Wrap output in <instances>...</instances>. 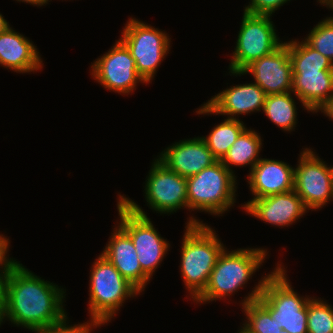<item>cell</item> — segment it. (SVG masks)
Instances as JSON below:
<instances>
[{
    "label": "cell",
    "instance_id": "1",
    "mask_svg": "<svg viewBox=\"0 0 333 333\" xmlns=\"http://www.w3.org/2000/svg\"><path fill=\"white\" fill-rule=\"evenodd\" d=\"M65 292L19 262L4 277L5 320L28 330L57 324L67 317Z\"/></svg>",
    "mask_w": 333,
    "mask_h": 333
},
{
    "label": "cell",
    "instance_id": "2",
    "mask_svg": "<svg viewBox=\"0 0 333 333\" xmlns=\"http://www.w3.org/2000/svg\"><path fill=\"white\" fill-rule=\"evenodd\" d=\"M190 216L182 238L180 272L195 301L205 290L217 258L225 248L216 231Z\"/></svg>",
    "mask_w": 333,
    "mask_h": 333
},
{
    "label": "cell",
    "instance_id": "3",
    "mask_svg": "<svg viewBox=\"0 0 333 333\" xmlns=\"http://www.w3.org/2000/svg\"><path fill=\"white\" fill-rule=\"evenodd\" d=\"M89 319L94 328L114 319L123 303L140 295V291L126 280L103 256L95 259L90 271Z\"/></svg>",
    "mask_w": 333,
    "mask_h": 333
},
{
    "label": "cell",
    "instance_id": "4",
    "mask_svg": "<svg viewBox=\"0 0 333 333\" xmlns=\"http://www.w3.org/2000/svg\"><path fill=\"white\" fill-rule=\"evenodd\" d=\"M226 249L224 248L217 258L208 284L195 303H210L234 295L252 279L268 254L264 248H240L232 251Z\"/></svg>",
    "mask_w": 333,
    "mask_h": 333
},
{
    "label": "cell",
    "instance_id": "5",
    "mask_svg": "<svg viewBox=\"0 0 333 333\" xmlns=\"http://www.w3.org/2000/svg\"><path fill=\"white\" fill-rule=\"evenodd\" d=\"M119 225L131 238L142 270L152 278L163 261L170 244L155 229L146 212L135 201L118 195Z\"/></svg>",
    "mask_w": 333,
    "mask_h": 333
},
{
    "label": "cell",
    "instance_id": "6",
    "mask_svg": "<svg viewBox=\"0 0 333 333\" xmlns=\"http://www.w3.org/2000/svg\"><path fill=\"white\" fill-rule=\"evenodd\" d=\"M285 268L278 263L265 280L256 299L289 333H307V303L312 298L299 296L287 279Z\"/></svg>",
    "mask_w": 333,
    "mask_h": 333
},
{
    "label": "cell",
    "instance_id": "7",
    "mask_svg": "<svg viewBox=\"0 0 333 333\" xmlns=\"http://www.w3.org/2000/svg\"><path fill=\"white\" fill-rule=\"evenodd\" d=\"M186 180L188 209L191 211L200 210L220 216L236 203L235 173L230 172L221 161Z\"/></svg>",
    "mask_w": 333,
    "mask_h": 333
},
{
    "label": "cell",
    "instance_id": "8",
    "mask_svg": "<svg viewBox=\"0 0 333 333\" xmlns=\"http://www.w3.org/2000/svg\"><path fill=\"white\" fill-rule=\"evenodd\" d=\"M119 38L135 60L139 76L149 84L161 61L169 53L170 41L166 32L154 28L136 18H129Z\"/></svg>",
    "mask_w": 333,
    "mask_h": 333
},
{
    "label": "cell",
    "instance_id": "9",
    "mask_svg": "<svg viewBox=\"0 0 333 333\" xmlns=\"http://www.w3.org/2000/svg\"><path fill=\"white\" fill-rule=\"evenodd\" d=\"M270 17L243 12L228 70L242 72L253 61L270 54L283 43Z\"/></svg>",
    "mask_w": 333,
    "mask_h": 333
},
{
    "label": "cell",
    "instance_id": "10",
    "mask_svg": "<svg viewBox=\"0 0 333 333\" xmlns=\"http://www.w3.org/2000/svg\"><path fill=\"white\" fill-rule=\"evenodd\" d=\"M315 153L304 148L294 169V191L308 211L321 209L329 201H333L331 167Z\"/></svg>",
    "mask_w": 333,
    "mask_h": 333
},
{
    "label": "cell",
    "instance_id": "11",
    "mask_svg": "<svg viewBox=\"0 0 333 333\" xmlns=\"http://www.w3.org/2000/svg\"><path fill=\"white\" fill-rule=\"evenodd\" d=\"M92 78L105 89L119 94H130L137 84L145 83L139 76L135 60L129 49L119 39L111 50L96 59L91 65Z\"/></svg>",
    "mask_w": 333,
    "mask_h": 333
},
{
    "label": "cell",
    "instance_id": "12",
    "mask_svg": "<svg viewBox=\"0 0 333 333\" xmlns=\"http://www.w3.org/2000/svg\"><path fill=\"white\" fill-rule=\"evenodd\" d=\"M153 161L144 187L147 206L160 214L188 209L186 178L168 169L157 158Z\"/></svg>",
    "mask_w": 333,
    "mask_h": 333
},
{
    "label": "cell",
    "instance_id": "13",
    "mask_svg": "<svg viewBox=\"0 0 333 333\" xmlns=\"http://www.w3.org/2000/svg\"><path fill=\"white\" fill-rule=\"evenodd\" d=\"M229 73L236 77L250 73L254 83L267 95L292 92V62L286 42L270 54L253 61L242 72L230 70Z\"/></svg>",
    "mask_w": 333,
    "mask_h": 333
},
{
    "label": "cell",
    "instance_id": "14",
    "mask_svg": "<svg viewBox=\"0 0 333 333\" xmlns=\"http://www.w3.org/2000/svg\"><path fill=\"white\" fill-rule=\"evenodd\" d=\"M267 94L254 82L237 84L220 91L196 110L197 114L227 115L226 118L239 119L238 115L263 110Z\"/></svg>",
    "mask_w": 333,
    "mask_h": 333
},
{
    "label": "cell",
    "instance_id": "15",
    "mask_svg": "<svg viewBox=\"0 0 333 333\" xmlns=\"http://www.w3.org/2000/svg\"><path fill=\"white\" fill-rule=\"evenodd\" d=\"M241 207L249 215L281 228L293 225L308 212L302 199L294 190L253 199Z\"/></svg>",
    "mask_w": 333,
    "mask_h": 333
},
{
    "label": "cell",
    "instance_id": "16",
    "mask_svg": "<svg viewBox=\"0 0 333 333\" xmlns=\"http://www.w3.org/2000/svg\"><path fill=\"white\" fill-rule=\"evenodd\" d=\"M157 159L184 178L196 175L218 161L202 137L175 142L163 150Z\"/></svg>",
    "mask_w": 333,
    "mask_h": 333
},
{
    "label": "cell",
    "instance_id": "17",
    "mask_svg": "<svg viewBox=\"0 0 333 333\" xmlns=\"http://www.w3.org/2000/svg\"><path fill=\"white\" fill-rule=\"evenodd\" d=\"M109 238L101 255L142 293L151 278L142 270L130 236L119 225H115Z\"/></svg>",
    "mask_w": 333,
    "mask_h": 333
},
{
    "label": "cell",
    "instance_id": "18",
    "mask_svg": "<svg viewBox=\"0 0 333 333\" xmlns=\"http://www.w3.org/2000/svg\"><path fill=\"white\" fill-rule=\"evenodd\" d=\"M294 169L286 162L261 158L247 175L253 199L294 190Z\"/></svg>",
    "mask_w": 333,
    "mask_h": 333
},
{
    "label": "cell",
    "instance_id": "19",
    "mask_svg": "<svg viewBox=\"0 0 333 333\" xmlns=\"http://www.w3.org/2000/svg\"><path fill=\"white\" fill-rule=\"evenodd\" d=\"M0 65L16 73H31L44 64L32 41L9 27L0 33Z\"/></svg>",
    "mask_w": 333,
    "mask_h": 333
},
{
    "label": "cell",
    "instance_id": "20",
    "mask_svg": "<svg viewBox=\"0 0 333 333\" xmlns=\"http://www.w3.org/2000/svg\"><path fill=\"white\" fill-rule=\"evenodd\" d=\"M292 93L305 110L317 113L333 95V70L293 71Z\"/></svg>",
    "mask_w": 333,
    "mask_h": 333
},
{
    "label": "cell",
    "instance_id": "21",
    "mask_svg": "<svg viewBox=\"0 0 333 333\" xmlns=\"http://www.w3.org/2000/svg\"><path fill=\"white\" fill-rule=\"evenodd\" d=\"M271 273L263 276L251 293L242 300V310L246 315L245 322L241 329L246 333H280L282 329L278 326L277 321L271 317V314L256 300L263 289L265 280Z\"/></svg>",
    "mask_w": 333,
    "mask_h": 333
},
{
    "label": "cell",
    "instance_id": "22",
    "mask_svg": "<svg viewBox=\"0 0 333 333\" xmlns=\"http://www.w3.org/2000/svg\"><path fill=\"white\" fill-rule=\"evenodd\" d=\"M262 139L258 132L251 129H245L233 145L229 148L227 154L221 160L222 164L232 173L233 166H246L249 165V170L261 159L259 158L260 151L262 150Z\"/></svg>",
    "mask_w": 333,
    "mask_h": 333
},
{
    "label": "cell",
    "instance_id": "23",
    "mask_svg": "<svg viewBox=\"0 0 333 333\" xmlns=\"http://www.w3.org/2000/svg\"><path fill=\"white\" fill-rule=\"evenodd\" d=\"M291 93L267 95L262 110L271 122L287 132H292L297 124V103Z\"/></svg>",
    "mask_w": 333,
    "mask_h": 333
},
{
    "label": "cell",
    "instance_id": "24",
    "mask_svg": "<svg viewBox=\"0 0 333 333\" xmlns=\"http://www.w3.org/2000/svg\"><path fill=\"white\" fill-rule=\"evenodd\" d=\"M239 119L226 118L213 127L209 135L202 136L213 156L221 161L239 135L247 128Z\"/></svg>",
    "mask_w": 333,
    "mask_h": 333
},
{
    "label": "cell",
    "instance_id": "25",
    "mask_svg": "<svg viewBox=\"0 0 333 333\" xmlns=\"http://www.w3.org/2000/svg\"><path fill=\"white\" fill-rule=\"evenodd\" d=\"M286 45L289 48L292 71L333 70V62L304 40H290Z\"/></svg>",
    "mask_w": 333,
    "mask_h": 333
},
{
    "label": "cell",
    "instance_id": "26",
    "mask_svg": "<svg viewBox=\"0 0 333 333\" xmlns=\"http://www.w3.org/2000/svg\"><path fill=\"white\" fill-rule=\"evenodd\" d=\"M307 333H333V307L321 298L307 303Z\"/></svg>",
    "mask_w": 333,
    "mask_h": 333
},
{
    "label": "cell",
    "instance_id": "27",
    "mask_svg": "<svg viewBox=\"0 0 333 333\" xmlns=\"http://www.w3.org/2000/svg\"><path fill=\"white\" fill-rule=\"evenodd\" d=\"M304 41L313 49L333 62V18L326 17L318 22Z\"/></svg>",
    "mask_w": 333,
    "mask_h": 333
},
{
    "label": "cell",
    "instance_id": "28",
    "mask_svg": "<svg viewBox=\"0 0 333 333\" xmlns=\"http://www.w3.org/2000/svg\"><path fill=\"white\" fill-rule=\"evenodd\" d=\"M68 324V317H66L63 321L57 324L32 328L29 330L34 333H91V331L94 329L89 321L82 324H75L74 326Z\"/></svg>",
    "mask_w": 333,
    "mask_h": 333
},
{
    "label": "cell",
    "instance_id": "29",
    "mask_svg": "<svg viewBox=\"0 0 333 333\" xmlns=\"http://www.w3.org/2000/svg\"><path fill=\"white\" fill-rule=\"evenodd\" d=\"M290 0H250L249 5L244 8V12L255 15L272 16L279 7Z\"/></svg>",
    "mask_w": 333,
    "mask_h": 333
},
{
    "label": "cell",
    "instance_id": "30",
    "mask_svg": "<svg viewBox=\"0 0 333 333\" xmlns=\"http://www.w3.org/2000/svg\"><path fill=\"white\" fill-rule=\"evenodd\" d=\"M9 246V238L0 234V268L5 274L19 263V261L13 260L12 258H9V255H7Z\"/></svg>",
    "mask_w": 333,
    "mask_h": 333
},
{
    "label": "cell",
    "instance_id": "31",
    "mask_svg": "<svg viewBox=\"0 0 333 333\" xmlns=\"http://www.w3.org/2000/svg\"><path fill=\"white\" fill-rule=\"evenodd\" d=\"M324 113L326 117L333 121V95L332 97L319 109L318 112Z\"/></svg>",
    "mask_w": 333,
    "mask_h": 333
},
{
    "label": "cell",
    "instance_id": "32",
    "mask_svg": "<svg viewBox=\"0 0 333 333\" xmlns=\"http://www.w3.org/2000/svg\"><path fill=\"white\" fill-rule=\"evenodd\" d=\"M16 1L26 2L34 6H44V4L45 5L48 4V0H16Z\"/></svg>",
    "mask_w": 333,
    "mask_h": 333
},
{
    "label": "cell",
    "instance_id": "33",
    "mask_svg": "<svg viewBox=\"0 0 333 333\" xmlns=\"http://www.w3.org/2000/svg\"><path fill=\"white\" fill-rule=\"evenodd\" d=\"M10 27L9 22L4 19V16L0 13V33L6 31Z\"/></svg>",
    "mask_w": 333,
    "mask_h": 333
},
{
    "label": "cell",
    "instance_id": "34",
    "mask_svg": "<svg viewBox=\"0 0 333 333\" xmlns=\"http://www.w3.org/2000/svg\"><path fill=\"white\" fill-rule=\"evenodd\" d=\"M5 322L4 300L0 298V326Z\"/></svg>",
    "mask_w": 333,
    "mask_h": 333
},
{
    "label": "cell",
    "instance_id": "35",
    "mask_svg": "<svg viewBox=\"0 0 333 333\" xmlns=\"http://www.w3.org/2000/svg\"><path fill=\"white\" fill-rule=\"evenodd\" d=\"M5 273L0 269V298H3Z\"/></svg>",
    "mask_w": 333,
    "mask_h": 333
},
{
    "label": "cell",
    "instance_id": "36",
    "mask_svg": "<svg viewBox=\"0 0 333 333\" xmlns=\"http://www.w3.org/2000/svg\"><path fill=\"white\" fill-rule=\"evenodd\" d=\"M317 2H319L320 5H325L333 11V0H318Z\"/></svg>",
    "mask_w": 333,
    "mask_h": 333
},
{
    "label": "cell",
    "instance_id": "37",
    "mask_svg": "<svg viewBox=\"0 0 333 333\" xmlns=\"http://www.w3.org/2000/svg\"><path fill=\"white\" fill-rule=\"evenodd\" d=\"M238 333H246L244 330L240 329V331L238 330Z\"/></svg>",
    "mask_w": 333,
    "mask_h": 333
},
{
    "label": "cell",
    "instance_id": "38",
    "mask_svg": "<svg viewBox=\"0 0 333 333\" xmlns=\"http://www.w3.org/2000/svg\"><path fill=\"white\" fill-rule=\"evenodd\" d=\"M280 333H289V332L282 329V331Z\"/></svg>",
    "mask_w": 333,
    "mask_h": 333
},
{
    "label": "cell",
    "instance_id": "39",
    "mask_svg": "<svg viewBox=\"0 0 333 333\" xmlns=\"http://www.w3.org/2000/svg\"><path fill=\"white\" fill-rule=\"evenodd\" d=\"M331 167V171H332V179H333V166H330Z\"/></svg>",
    "mask_w": 333,
    "mask_h": 333
}]
</instances>
